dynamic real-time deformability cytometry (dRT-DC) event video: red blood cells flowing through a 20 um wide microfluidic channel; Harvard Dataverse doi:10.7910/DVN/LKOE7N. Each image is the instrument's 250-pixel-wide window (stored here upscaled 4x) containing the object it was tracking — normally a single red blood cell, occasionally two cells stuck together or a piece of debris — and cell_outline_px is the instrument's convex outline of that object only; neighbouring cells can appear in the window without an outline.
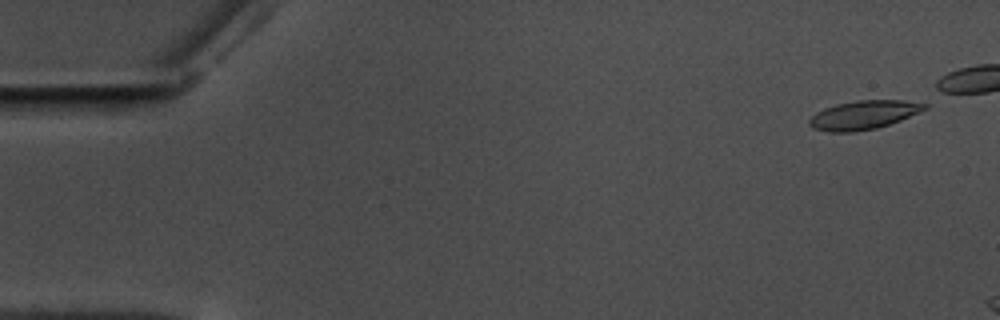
{"species": "common noctule bat (a hibernating species)", "species_latin": "Nyctalus noctula", "temperature_condition": "warm", "stored_images_in_passage": 11, "camera_frame_rate_fps": 3000, "um_per_image_px": 0.085, "animal": {"sex": "male", "body_mass_g": 17.5, "forearm_length_mm": 52.3}, "frame": {"image": 1, "passage_image": 2, "time_ms": 0.333, "image_size_px": [1000, 320], "cell_outline_px": [[928, 108], [900, 120], [876, 128], [852, 132], [828, 132], [812, 128], [808, 124], [808, 120], [816, 112], [824, 108], [836, 104], [856, 100], [904, 100], [928, 104]], "centroid_in_image_um": [73.37, 9.76], "position_along_channel_um": 11.6, "area_um2": 19.31}}